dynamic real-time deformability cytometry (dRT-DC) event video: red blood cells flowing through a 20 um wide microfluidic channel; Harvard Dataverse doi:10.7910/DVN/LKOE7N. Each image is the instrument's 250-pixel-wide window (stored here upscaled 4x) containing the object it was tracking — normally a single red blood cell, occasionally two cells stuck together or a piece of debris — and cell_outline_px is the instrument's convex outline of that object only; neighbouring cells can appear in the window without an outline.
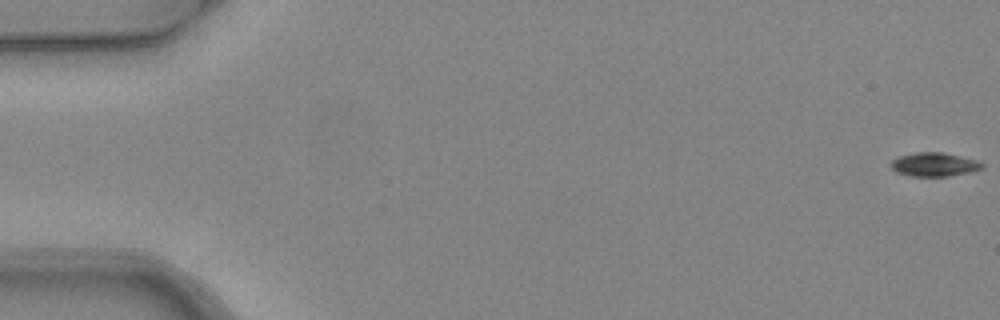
{"species": "common noctule bat (a hibernating species)", "species_latin": "Nyctalus noctula", "temperature_condition": "warm", "stored_images_in_passage": 7, "camera_frame_rate_fps": 3000, "um_per_image_px": 0.085, "animal": {"sex": "female", "body_mass_g": 24.6, "forearm_length_mm": 56.2}, "frame": {"image": 1, "passage_image": 1, "time_ms": 0.0, "image_size_px": [1000, 320], "cell_outline_px": [[984, 168], [972, 172], [948, 176], [908, 176], [896, 172], [888, 164], [892, 160], [900, 156], [916, 152], [944, 152], [980, 160], [984, 164]], "centroid_in_image_um": [79.45, 13.98], "position_along_channel_um": 5.6, "area_um2": 12.95}}
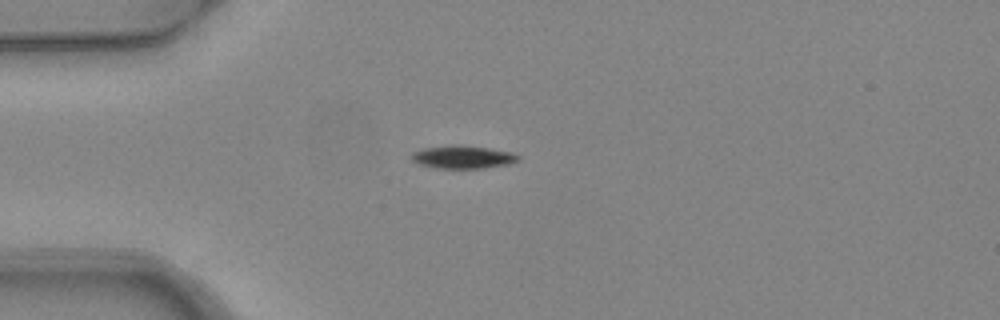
{"frame": {"image": 2, "passage_image": 5, "time_ms": 1.333, "image_size_px": [1000, 320], "cell_outline_px": [[520, 160], [508, 164], [484, 168], [436, 168], [420, 164], [412, 160], [412, 152], [424, 148], [452, 144], [456, 144], [488, 148], [512, 152], [520, 156]], "centroid_in_image_um": [39.36, 13.34], "position_along_channel_um": 45.6, "area_um2": 14.28}}
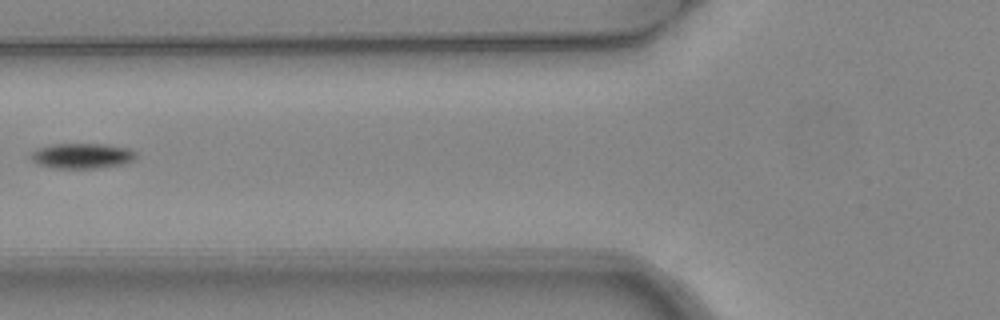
{"frame": {"image": 3, "passage_image": 7, "time_ms": 2.0, "image_size_px": [1000, 320], "cell_outline_px": [[136, 160], [124, 164], [100, 168], [52, 168], [36, 164], [28, 156], [36, 148], [52, 144], [104, 144], [128, 148], [136, 152]], "centroid_in_image_um": [6.96, 13.25], "position_along_channel_um": 118.8, "area_um2": 15.78}}